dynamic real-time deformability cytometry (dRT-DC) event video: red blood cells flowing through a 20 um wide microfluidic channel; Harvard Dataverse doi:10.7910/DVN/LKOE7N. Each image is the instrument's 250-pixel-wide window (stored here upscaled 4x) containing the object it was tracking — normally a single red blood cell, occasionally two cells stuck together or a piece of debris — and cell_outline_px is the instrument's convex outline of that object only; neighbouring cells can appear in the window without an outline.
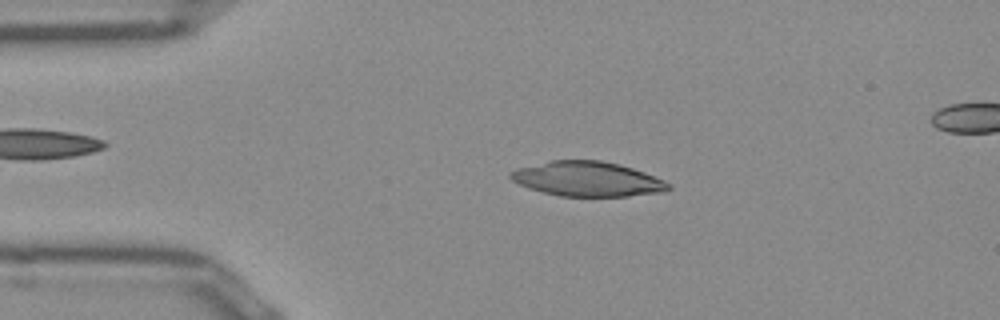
{"species": "Egyptian fruit bat (a non-hibernating species)", "species_latin": "Rousettus aegyptiacus", "temperature_condition": "room temperature", "stored_images_in_passage": 47, "camera_frame_rate_fps": 3000, "um_per_image_px": 0.085, "frame": {"image": 1, "passage_image": 7, "time_ms": 2.0, "image_size_px": [1000, 320], "cell_outline_px": [[672, 188], [668, 192], [628, 196], [560, 196], [528, 188], [512, 180], [508, 176], [508, 172], [516, 168], [552, 160], [600, 160], [620, 164], [644, 172], [664, 180], [672, 184]], "centroid_in_image_um": [49.96, 15.21], "position_along_channel_um": 35.0, "area_um2": 32.19}}
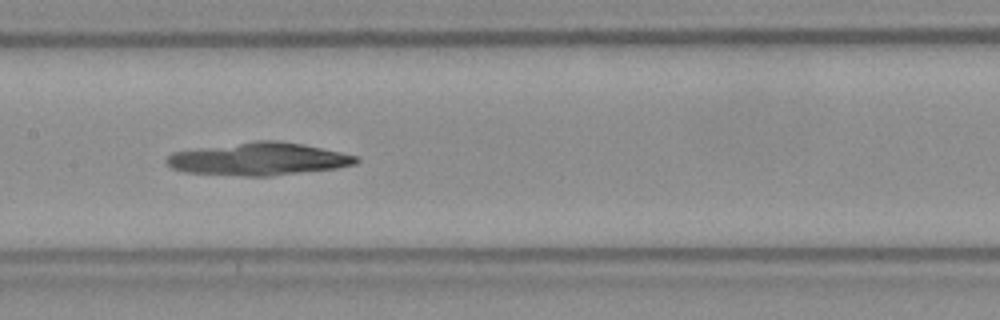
{"frame": {"image": 2, "passage_image": 21, "time_ms": 6.667, "image_size_px": [1000, 320], "cell_outline_px": [[360, 160], [356, 164], [336, 168], [268, 176], [244, 176], [184, 172], [172, 168], [164, 164], [164, 160], [172, 152], [256, 140], [276, 140], [300, 144], [360, 156]], "centroid_in_image_um": [21.96, 13.52], "position_along_channel_um": 185.4, "area_um2": 35.95}}
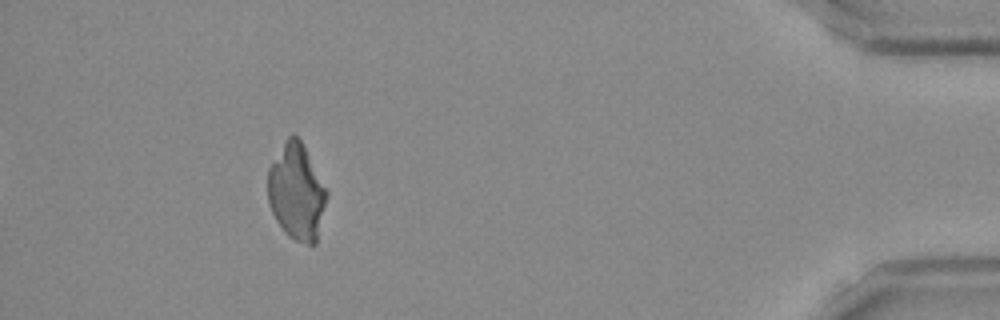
{"frame": {"image": 3, "passage_image": 43, "time_ms": 14.0, "image_size_px": [1000, 320], "cell_outline_px": [[328, 196], [316, 244], [312, 248], [288, 236], [284, 232], [276, 220], [268, 204], [268, 168], [288, 136], [292, 132], [300, 140], [328, 192]], "centroid_in_image_um": [25.21, 16.38], "position_along_channel_um": 410.0, "area_um2": 32.95}}